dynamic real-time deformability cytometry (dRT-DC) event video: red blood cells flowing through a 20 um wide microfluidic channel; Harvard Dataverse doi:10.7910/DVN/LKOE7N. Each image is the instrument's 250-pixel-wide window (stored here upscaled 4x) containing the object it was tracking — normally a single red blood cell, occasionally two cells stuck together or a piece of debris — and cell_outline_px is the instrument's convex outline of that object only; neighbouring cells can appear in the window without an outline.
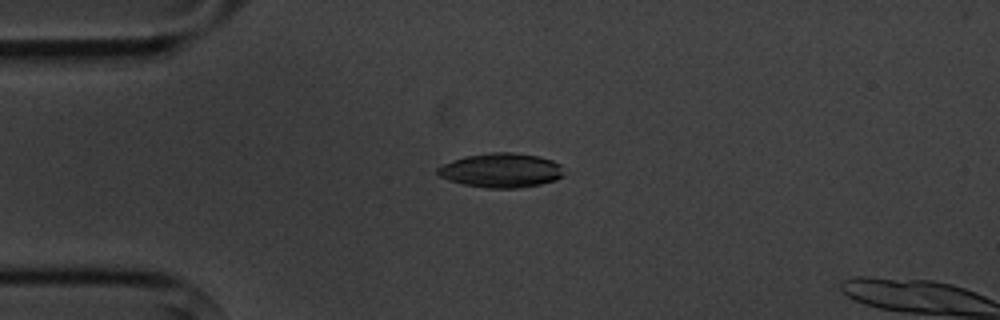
{"species": "common noctule bat (a hibernating species)", "species_latin": "Nyctalus noctula", "temperature_condition": "cold", "stored_images_in_passage": 3, "camera_frame_rate_fps": 3000, "um_per_image_px": 0.085, "animal": {"sex": "male", "body_mass_g": 20.1, "forearm_length_mm": 53.5}, "frame": {"image": 1, "passage_image": 2, "time_ms": 1.333, "image_size_px": [1000, 320], "cell_outline_px": [[564, 176], [556, 180], [540, 184], [516, 188], [488, 188], [464, 184], [448, 180], [440, 176], [436, 172], [436, 168], [444, 164], [468, 156], [492, 152], [512, 152], [536, 156], [552, 160], [560, 164], [564, 172]], "centroid_in_image_um": [42.63, 14.48], "position_along_channel_um": 42.4, "area_um2": 25.03}}